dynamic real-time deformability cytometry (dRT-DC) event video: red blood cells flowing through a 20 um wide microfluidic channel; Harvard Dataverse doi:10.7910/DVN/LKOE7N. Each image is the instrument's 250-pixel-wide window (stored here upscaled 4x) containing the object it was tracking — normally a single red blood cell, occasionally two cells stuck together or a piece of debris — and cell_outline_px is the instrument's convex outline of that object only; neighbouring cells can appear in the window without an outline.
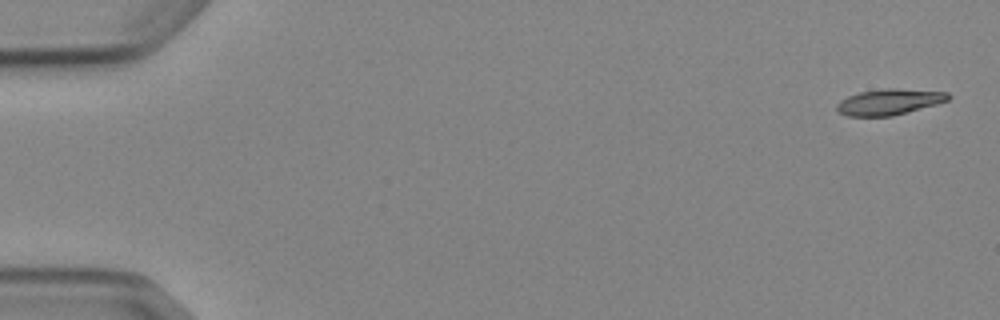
{"species": "Egyptian fruit bat (a non-hibernating species)", "species_latin": "Rousettus aegyptiacus", "temperature_condition": "cold", "stored_images_in_passage": 5, "camera_frame_rate_fps": 3000, "um_per_image_px": 0.085, "animal": {"sex": "female"}, "frame": {"image": 1, "passage_image": 1, "time_ms": 0.0, "image_size_px": [1000, 320], "cell_outline_px": [[952, 96], [948, 100], [936, 104], [892, 116], [848, 116], [840, 112], [836, 108], [836, 104], [840, 100], [848, 96], [860, 92], [888, 88], [896, 88], [948, 92]], "centroid_in_image_um": [75.59, 8.65], "position_along_channel_um": 9.4, "area_um2": 16.7}}
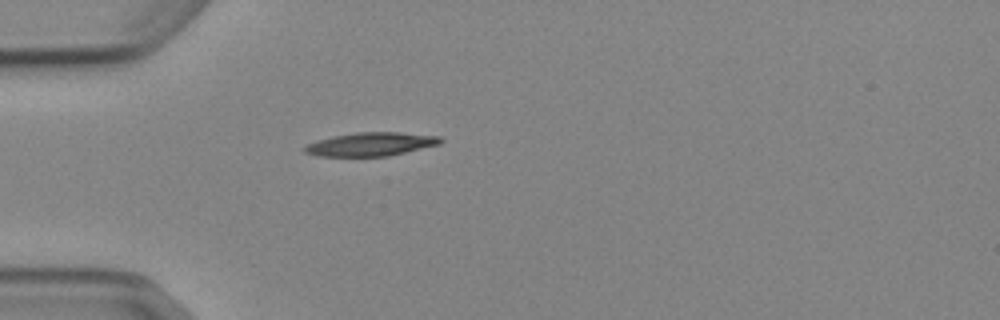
{"frame": {"image": 2, "passage_image": 5, "time_ms": 4.667, "image_size_px": [1000, 320], "cell_outline_px": [[444, 140], [440, 144], [388, 156], [316, 156], [304, 152], [304, 148], [308, 144], [320, 140], [336, 136], [356, 132], [400, 132], [440, 136]], "centroid_in_image_um": [31.58, 12.25], "position_along_channel_um": 53.4, "area_um2": 18.44}}